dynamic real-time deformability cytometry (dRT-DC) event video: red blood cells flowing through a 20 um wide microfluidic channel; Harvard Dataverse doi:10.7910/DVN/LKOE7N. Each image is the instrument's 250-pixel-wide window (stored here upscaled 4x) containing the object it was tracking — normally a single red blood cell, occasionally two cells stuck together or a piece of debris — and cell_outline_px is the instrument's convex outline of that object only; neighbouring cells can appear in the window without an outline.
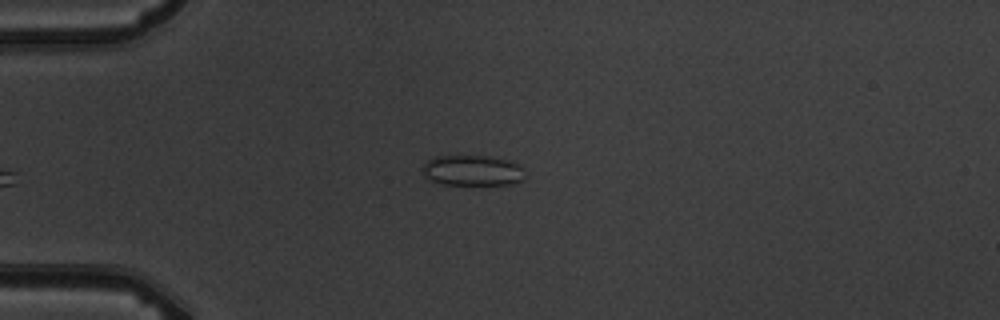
{"species": "common noctule bat (a hibernating species)", "species_latin": "Nyctalus noctula", "temperature_condition": "warm", "stored_images_in_passage": 5, "camera_frame_rate_fps": 3000, "um_per_image_px": 0.085, "animal": {"sex": "male", "body_mass_g": 19.5, "forearm_length_mm": 54.6}, "frame": {"image": 1, "passage_image": 5, "time_ms": 4.667, "image_size_px": [1000, 320], "cell_outline_px": [[524, 180], [512, 184], [444, 184], [432, 180], [424, 176], [420, 168], [428, 160], [436, 156], [488, 156], [508, 160], [516, 164], [520, 168], [524, 176]], "centroid_in_image_um": [40.12, 14.49], "position_along_channel_um": 44.9, "area_um2": 18.03}}